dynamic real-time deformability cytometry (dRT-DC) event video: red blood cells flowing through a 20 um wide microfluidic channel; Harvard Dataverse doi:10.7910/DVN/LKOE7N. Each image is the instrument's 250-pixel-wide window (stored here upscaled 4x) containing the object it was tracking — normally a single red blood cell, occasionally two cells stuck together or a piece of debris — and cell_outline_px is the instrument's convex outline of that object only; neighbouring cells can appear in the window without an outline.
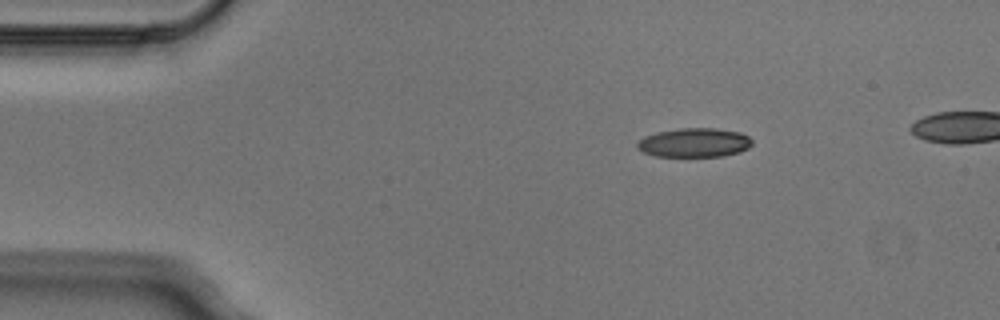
{"species": "Egyptian fruit bat (a non-hibernating species)", "species_latin": "Rousettus aegyptiacus", "temperature_condition": "cold", "stored_images_in_passage": 4, "camera_frame_rate_fps": 3000, "um_per_image_px": 0.085, "animal": {"sex": "male"}, "frame": {"image": 1, "passage_image": 1, "time_ms": 0.0, "image_size_px": [1000, 320], "cell_outline_px": [[752, 144], [748, 148], [740, 152], [724, 156], [656, 156], [644, 152], [636, 148], [636, 144], [644, 136], [656, 132], [680, 128], [716, 128], [740, 132], [748, 136], [752, 140]], "centroid_in_image_um": [59.03, 12.12], "position_along_channel_um": 26.0, "area_um2": 19.54}}